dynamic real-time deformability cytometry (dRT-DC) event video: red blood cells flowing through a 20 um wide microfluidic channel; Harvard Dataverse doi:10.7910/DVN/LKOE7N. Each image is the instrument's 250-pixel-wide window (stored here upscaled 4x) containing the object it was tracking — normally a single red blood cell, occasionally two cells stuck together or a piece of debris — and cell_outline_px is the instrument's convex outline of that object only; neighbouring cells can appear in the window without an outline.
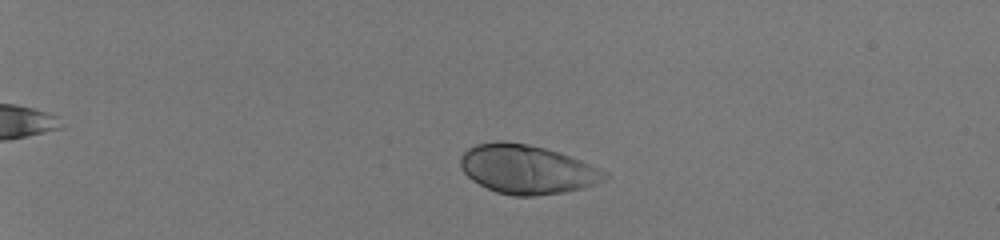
{"species": "human", "species_latin": "Homo sapiens", "temperature_condition": "room temperature", "stored_images_in_passage": 40, "camera_frame_rate_fps": 3000, "um_per_image_px": 0.085, "donor": {"sex": "male"}, "frame": {"image": 1, "passage_image": 1, "time_ms": 0.0, "image_size_px": [1000, 240], "cell_outline_px": [[608, 176], [604, 180], [596, 184], [584, 188], [560, 192], [532, 196], [512, 196], [496, 192], [472, 180], [460, 168], [460, 156], [468, 148], [476, 144], [528, 144], [544, 148], [580, 160], [608, 172]], "centroid_in_image_um": [44.81, 14.43], "position_along_channel_um": 40.2, "area_um2": 40.23}}
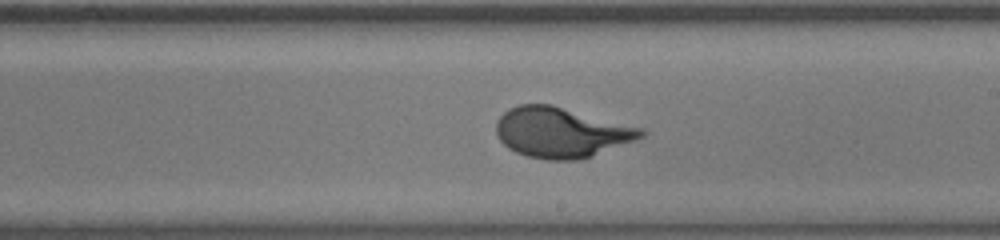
{"frame": {"image": 2, "passage_image": 23, "time_ms": 7.333, "image_size_px": [1000, 240], "cell_outline_px": [[648, 132], [644, 136], [592, 156], [576, 160], [548, 160], [528, 156], [516, 152], [508, 148], [500, 140], [496, 132], [496, 120], [508, 108], [520, 104], [552, 104], [644, 128]], "centroid_in_image_um": [47.7, 11.24], "position_along_channel_um": 241.3, "area_um2": 42.48}}
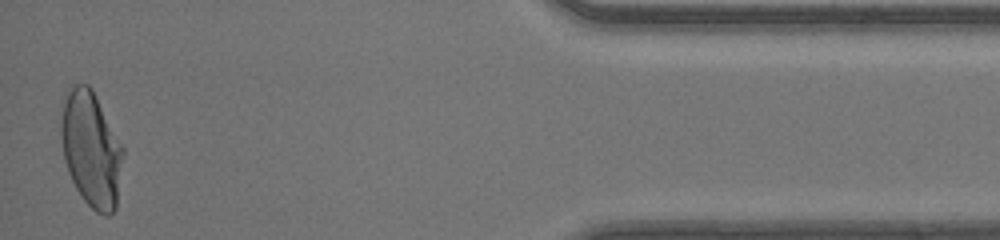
{"frame": {"image": 3, "passage_image": 40, "time_ms": 13.0, "image_size_px": [1000, 240], "cell_outline_px": [[124, 156], [116, 208], [108, 216], [104, 216], [96, 212], [84, 200], [76, 188], [68, 172], [64, 160], [60, 136], [60, 100], [76, 84], [88, 84], [92, 88], [124, 148]], "centroid_in_image_um": [7.73, 12.66], "position_along_channel_um": 427.5, "area_um2": 42.25}, "authors_computed_cell_mechanics": {"area_um2": 40.4889, "velocity_mm_per_s": 4.1346, "shape_relaxation_time_tau1_ms": 3.0953, "shape_relaxation_time_tau2_ms": null, "deformation_change_tau1": 0.2024, "deformation_change_tau2": null}}